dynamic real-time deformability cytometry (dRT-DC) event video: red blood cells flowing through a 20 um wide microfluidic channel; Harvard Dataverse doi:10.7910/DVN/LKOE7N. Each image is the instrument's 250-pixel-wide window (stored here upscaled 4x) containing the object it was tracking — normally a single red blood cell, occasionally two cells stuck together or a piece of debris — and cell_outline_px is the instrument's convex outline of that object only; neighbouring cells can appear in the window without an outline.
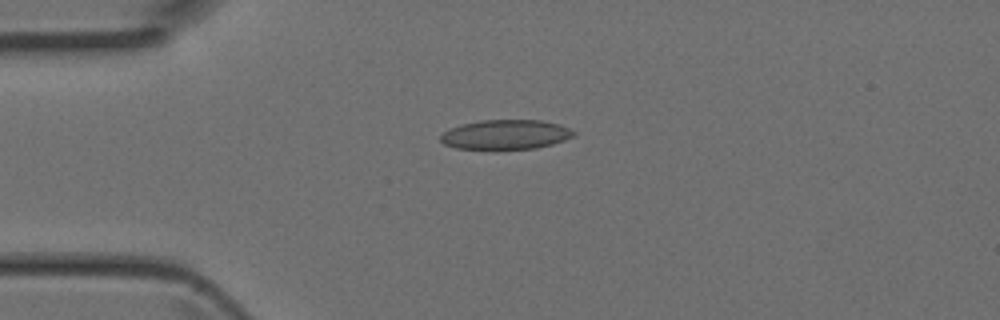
{"species": "Egyptian fruit bat (a non-hibernating species)", "species_latin": "Rousettus aegyptiacus", "temperature_condition": "room temperature", "stored_images_in_passage": 5, "camera_frame_rate_fps": 3000, "um_per_image_px": 0.085, "animal": {"sex": "female"}, "frame": {"image": 1, "passage_image": 5, "time_ms": 1.333, "image_size_px": [1000, 320], "cell_outline_px": [[576, 136], [552, 144], [536, 148], [496, 152], [456, 148], [444, 144], [440, 140], [440, 136], [444, 132], [460, 124], [480, 120], [540, 120], [560, 124], [576, 132]], "centroid_in_image_um": [42.97, 11.48], "position_along_channel_um": 42.0, "area_um2": 23.87}}